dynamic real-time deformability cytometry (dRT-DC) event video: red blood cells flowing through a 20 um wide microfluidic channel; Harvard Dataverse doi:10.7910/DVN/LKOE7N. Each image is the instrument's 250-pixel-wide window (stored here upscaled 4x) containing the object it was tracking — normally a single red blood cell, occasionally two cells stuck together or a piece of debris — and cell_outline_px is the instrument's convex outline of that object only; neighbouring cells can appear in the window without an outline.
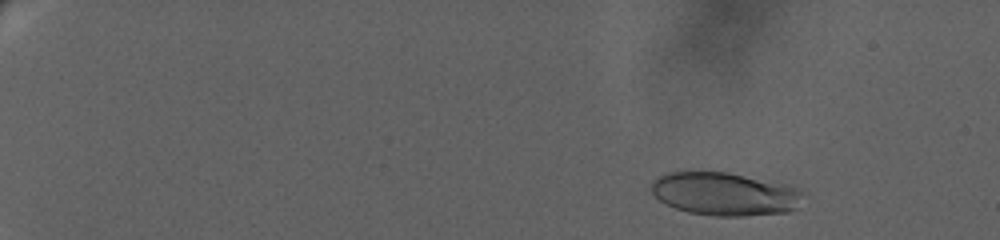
{"species": "human", "species_latin": "Homo sapiens", "temperature_condition": "warm", "stored_images_in_passage": 53, "camera_frame_rate_fps": 3000, "um_per_image_px": 0.085, "donor": {"sex": "female"}, "frame": {"image": 1, "passage_image": 10, "time_ms": 2.667, "image_size_px": [1000, 240], "cell_outline_px": [[808, 196], [796, 208], [788, 212], [744, 216], [716, 216], [688, 212], [664, 204], [652, 192], [652, 180], [668, 172], [728, 172], [788, 184], [800, 188]], "centroid_in_image_um": [61.69, 16.48], "position_along_channel_um": 23.3, "area_um2": 38.61}}
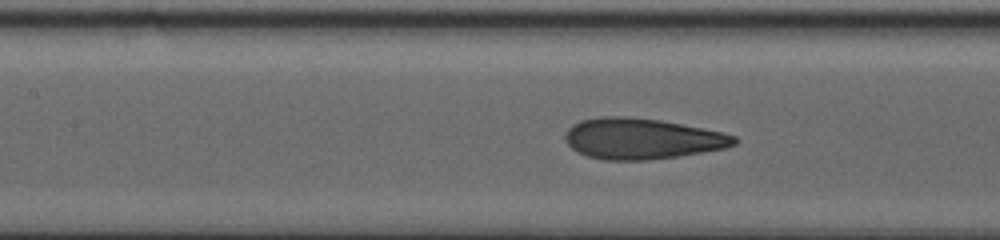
{"frame": {"image": 2, "passage_image": 35, "time_ms": 12.333, "image_size_px": [1000, 240], "cell_outline_px": [[740, 140], [736, 144], [724, 148], [676, 156], [648, 160], [604, 160], [588, 156], [572, 148], [564, 140], [564, 136], [568, 128], [572, 124], [580, 120], [600, 116], [628, 116], [660, 120], [724, 132], [736, 136]], "centroid_in_image_um": [54.55, 11.77], "position_along_channel_um": 152.8, "area_um2": 40.29}}
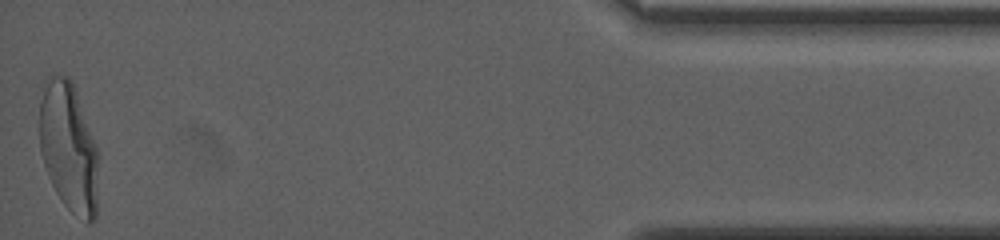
{"frame": {"image": 3, "passage_image": 53, "time_ms": 23.667, "image_size_px": [1000, 240], "cell_outline_px": [[96, 220], [92, 224], [88, 224], [72, 212], [64, 204], [56, 192], [52, 184], [44, 164], [40, 152], [40, 100], [44, 80], [52, 72], [68, 76], [72, 80], [96, 148]], "centroid_in_image_um": [5.79, 12.48], "position_along_channel_um": 429.4, "area_um2": 44.04}, "authors_computed_cell_mechanics": {"area_um2": 38.8994, "velocity_mm_per_s": 3.0041, "shape_relaxation_time_tau1_ms": 6.5174, "shape_relaxation_time_tau2_ms": null, "deformation_change_tau1": 0.2304, "deformation_change_tau2": null}}